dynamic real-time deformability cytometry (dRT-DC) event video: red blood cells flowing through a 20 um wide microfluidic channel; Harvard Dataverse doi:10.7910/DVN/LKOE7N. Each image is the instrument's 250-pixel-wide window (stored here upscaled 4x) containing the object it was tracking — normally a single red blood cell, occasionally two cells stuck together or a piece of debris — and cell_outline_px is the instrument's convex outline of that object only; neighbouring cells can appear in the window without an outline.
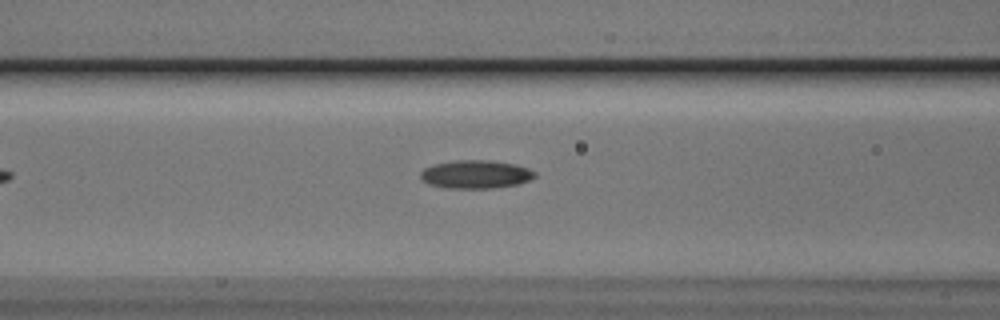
{"species": "Egyptian fruit bat (a non-hibernating species)", "species_latin": "Rousettus aegyptiacus", "temperature_condition": "cold", "stored_images_in_passage": 44, "camera_frame_rate_fps": 3000, "um_per_image_px": 0.085, "animal": {"sex": "male"}, "frame": {"image": 1, "passage_image": 15, "time_ms": 4.667, "image_size_px": [1000, 320], "cell_outline_px": [[536, 176], [528, 180], [516, 184], [492, 188], [444, 188], [428, 184], [420, 176], [420, 172], [424, 168], [432, 164], [456, 160], [488, 160], [512, 164], [528, 168], [536, 172]], "centroid_in_image_um": [40.39, 14.81], "position_along_channel_um": 126.2, "area_um2": 18.73}}
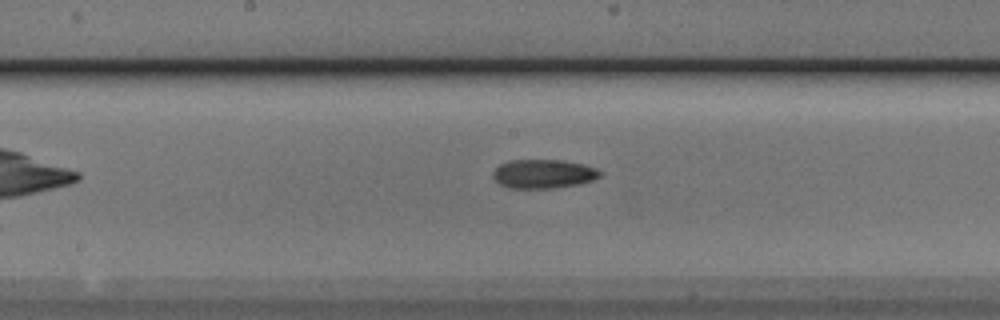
{"frame": {"image": 2, "passage_image": 21, "time_ms": 6.667, "image_size_px": [1000, 320], "cell_outline_px": [[604, 172], [600, 176], [592, 180], [580, 184], [552, 188], [508, 188], [500, 184], [492, 176], [492, 172], [500, 164], [508, 160], [564, 160], [584, 164], [596, 168]], "centroid_in_image_um": [46.2, 14.77], "position_along_channel_um": 202.0, "area_um2": 18.21}}
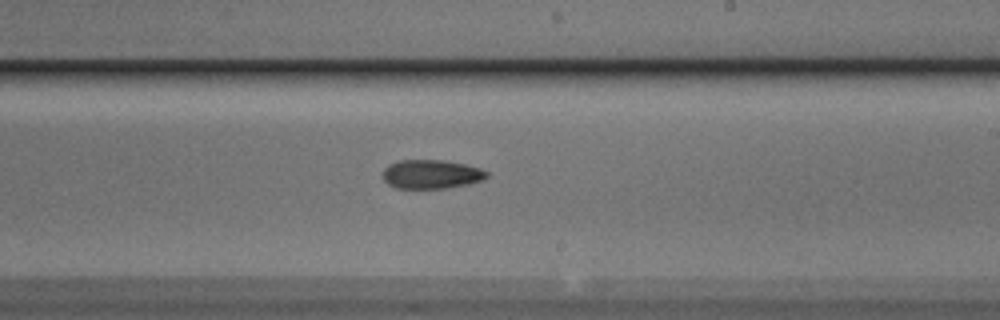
{"frame": {"image": 3, "passage_image": 25, "time_ms": 8.0, "image_size_px": [1000, 320], "cell_outline_px": [[488, 176], [480, 180], [468, 184], [444, 188], [396, 188], [388, 184], [384, 180], [384, 168], [388, 164], [400, 160], [444, 160], [464, 164], [480, 168], [488, 172]], "centroid_in_image_um": [36.64, 14.8], "position_along_channel_um": 252.4, "area_um2": 17.4}}